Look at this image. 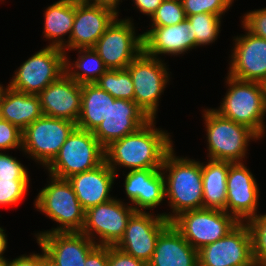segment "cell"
Masks as SVG:
<instances>
[{"instance_id": "obj_13", "label": "cell", "mask_w": 266, "mask_h": 266, "mask_svg": "<svg viewBox=\"0 0 266 266\" xmlns=\"http://www.w3.org/2000/svg\"><path fill=\"white\" fill-rule=\"evenodd\" d=\"M252 235L247 222H240L226 236L198 250L199 266H253Z\"/></svg>"}, {"instance_id": "obj_12", "label": "cell", "mask_w": 266, "mask_h": 266, "mask_svg": "<svg viewBox=\"0 0 266 266\" xmlns=\"http://www.w3.org/2000/svg\"><path fill=\"white\" fill-rule=\"evenodd\" d=\"M135 212L131 205L115 197L85 211L81 233L97 245L115 246L123 237L127 223Z\"/></svg>"}, {"instance_id": "obj_24", "label": "cell", "mask_w": 266, "mask_h": 266, "mask_svg": "<svg viewBox=\"0 0 266 266\" xmlns=\"http://www.w3.org/2000/svg\"><path fill=\"white\" fill-rule=\"evenodd\" d=\"M147 266H199L194 249L170 223L159 235Z\"/></svg>"}, {"instance_id": "obj_37", "label": "cell", "mask_w": 266, "mask_h": 266, "mask_svg": "<svg viewBox=\"0 0 266 266\" xmlns=\"http://www.w3.org/2000/svg\"><path fill=\"white\" fill-rule=\"evenodd\" d=\"M22 150V130L12 123L0 121V150Z\"/></svg>"}, {"instance_id": "obj_7", "label": "cell", "mask_w": 266, "mask_h": 266, "mask_svg": "<svg viewBox=\"0 0 266 266\" xmlns=\"http://www.w3.org/2000/svg\"><path fill=\"white\" fill-rule=\"evenodd\" d=\"M172 225L196 250L226 236L240 222L223 210L200 208L180 213Z\"/></svg>"}, {"instance_id": "obj_5", "label": "cell", "mask_w": 266, "mask_h": 266, "mask_svg": "<svg viewBox=\"0 0 266 266\" xmlns=\"http://www.w3.org/2000/svg\"><path fill=\"white\" fill-rule=\"evenodd\" d=\"M206 127L208 159L242 162L246 157L249 141L260 137L246 125L221 116L214 108L203 110Z\"/></svg>"}, {"instance_id": "obj_35", "label": "cell", "mask_w": 266, "mask_h": 266, "mask_svg": "<svg viewBox=\"0 0 266 266\" xmlns=\"http://www.w3.org/2000/svg\"><path fill=\"white\" fill-rule=\"evenodd\" d=\"M0 179H30L22 163L9 154L0 152Z\"/></svg>"}, {"instance_id": "obj_44", "label": "cell", "mask_w": 266, "mask_h": 266, "mask_svg": "<svg viewBox=\"0 0 266 266\" xmlns=\"http://www.w3.org/2000/svg\"><path fill=\"white\" fill-rule=\"evenodd\" d=\"M42 250L41 254V266H59L54 260H52L43 250V248L40 246Z\"/></svg>"}, {"instance_id": "obj_29", "label": "cell", "mask_w": 266, "mask_h": 266, "mask_svg": "<svg viewBox=\"0 0 266 266\" xmlns=\"http://www.w3.org/2000/svg\"><path fill=\"white\" fill-rule=\"evenodd\" d=\"M76 50H78V58L73 61L74 63L70 62L65 53V73L81 85L96 83L108 68L93 48Z\"/></svg>"}, {"instance_id": "obj_16", "label": "cell", "mask_w": 266, "mask_h": 266, "mask_svg": "<svg viewBox=\"0 0 266 266\" xmlns=\"http://www.w3.org/2000/svg\"><path fill=\"white\" fill-rule=\"evenodd\" d=\"M228 75L241 81L266 82V39L250 32L234 37Z\"/></svg>"}, {"instance_id": "obj_10", "label": "cell", "mask_w": 266, "mask_h": 266, "mask_svg": "<svg viewBox=\"0 0 266 266\" xmlns=\"http://www.w3.org/2000/svg\"><path fill=\"white\" fill-rule=\"evenodd\" d=\"M76 127L72 121L43 115L22 131V151L46 168Z\"/></svg>"}, {"instance_id": "obj_1", "label": "cell", "mask_w": 266, "mask_h": 266, "mask_svg": "<svg viewBox=\"0 0 266 266\" xmlns=\"http://www.w3.org/2000/svg\"><path fill=\"white\" fill-rule=\"evenodd\" d=\"M155 121L151 119L136 132L104 149L105 162L117 176V167L128 170L161 169L165 156L173 149V142L167 131L155 127Z\"/></svg>"}, {"instance_id": "obj_32", "label": "cell", "mask_w": 266, "mask_h": 266, "mask_svg": "<svg viewBox=\"0 0 266 266\" xmlns=\"http://www.w3.org/2000/svg\"><path fill=\"white\" fill-rule=\"evenodd\" d=\"M186 19L180 0H163L151 17V26H171L182 23Z\"/></svg>"}, {"instance_id": "obj_9", "label": "cell", "mask_w": 266, "mask_h": 266, "mask_svg": "<svg viewBox=\"0 0 266 266\" xmlns=\"http://www.w3.org/2000/svg\"><path fill=\"white\" fill-rule=\"evenodd\" d=\"M64 73L65 52L61 48L46 45L18 67L8 86L20 92L38 95Z\"/></svg>"}, {"instance_id": "obj_14", "label": "cell", "mask_w": 266, "mask_h": 266, "mask_svg": "<svg viewBox=\"0 0 266 266\" xmlns=\"http://www.w3.org/2000/svg\"><path fill=\"white\" fill-rule=\"evenodd\" d=\"M170 223L161 214L154 216L152 212H135L115 246L147 264L154 253L157 238Z\"/></svg>"}, {"instance_id": "obj_22", "label": "cell", "mask_w": 266, "mask_h": 266, "mask_svg": "<svg viewBox=\"0 0 266 266\" xmlns=\"http://www.w3.org/2000/svg\"><path fill=\"white\" fill-rule=\"evenodd\" d=\"M151 29L142 33L143 51L155 58L166 54L177 56L196 49V37L189 33L187 19L171 26H150Z\"/></svg>"}, {"instance_id": "obj_30", "label": "cell", "mask_w": 266, "mask_h": 266, "mask_svg": "<svg viewBox=\"0 0 266 266\" xmlns=\"http://www.w3.org/2000/svg\"><path fill=\"white\" fill-rule=\"evenodd\" d=\"M222 17L209 13L187 16L189 33L196 37V48L206 46L217 40Z\"/></svg>"}, {"instance_id": "obj_8", "label": "cell", "mask_w": 266, "mask_h": 266, "mask_svg": "<svg viewBox=\"0 0 266 266\" xmlns=\"http://www.w3.org/2000/svg\"><path fill=\"white\" fill-rule=\"evenodd\" d=\"M126 69L134 84V101L150 119H156L160 97L170 79L166 64L142 51Z\"/></svg>"}, {"instance_id": "obj_39", "label": "cell", "mask_w": 266, "mask_h": 266, "mask_svg": "<svg viewBox=\"0 0 266 266\" xmlns=\"http://www.w3.org/2000/svg\"><path fill=\"white\" fill-rule=\"evenodd\" d=\"M84 266H108V246L97 245L87 255Z\"/></svg>"}, {"instance_id": "obj_25", "label": "cell", "mask_w": 266, "mask_h": 266, "mask_svg": "<svg viewBox=\"0 0 266 266\" xmlns=\"http://www.w3.org/2000/svg\"><path fill=\"white\" fill-rule=\"evenodd\" d=\"M0 115L3 120L23 131L43 116L40 97L14 90L7 85L0 102Z\"/></svg>"}, {"instance_id": "obj_40", "label": "cell", "mask_w": 266, "mask_h": 266, "mask_svg": "<svg viewBox=\"0 0 266 266\" xmlns=\"http://www.w3.org/2000/svg\"><path fill=\"white\" fill-rule=\"evenodd\" d=\"M9 266H41V254H23L9 261Z\"/></svg>"}, {"instance_id": "obj_31", "label": "cell", "mask_w": 266, "mask_h": 266, "mask_svg": "<svg viewBox=\"0 0 266 266\" xmlns=\"http://www.w3.org/2000/svg\"><path fill=\"white\" fill-rule=\"evenodd\" d=\"M96 84L115 99L134 101V84L127 69H108Z\"/></svg>"}, {"instance_id": "obj_21", "label": "cell", "mask_w": 266, "mask_h": 266, "mask_svg": "<svg viewBox=\"0 0 266 266\" xmlns=\"http://www.w3.org/2000/svg\"><path fill=\"white\" fill-rule=\"evenodd\" d=\"M125 193L136 212H145L161 205L165 199L161 169H138L123 173Z\"/></svg>"}, {"instance_id": "obj_42", "label": "cell", "mask_w": 266, "mask_h": 266, "mask_svg": "<svg viewBox=\"0 0 266 266\" xmlns=\"http://www.w3.org/2000/svg\"><path fill=\"white\" fill-rule=\"evenodd\" d=\"M122 2V0H121ZM83 3L92 5V6H98V7H104L107 9H110L115 14L119 15L117 11V7L120 4V0H84Z\"/></svg>"}, {"instance_id": "obj_26", "label": "cell", "mask_w": 266, "mask_h": 266, "mask_svg": "<svg viewBox=\"0 0 266 266\" xmlns=\"http://www.w3.org/2000/svg\"><path fill=\"white\" fill-rule=\"evenodd\" d=\"M233 162L209 159L202 162L203 208L226 212L227 176Z\"/></svg>"}, {"instance_id": "obj_47", "label": "cell", "mask_w": 266, "mask_h": 266, "mask_svg": "<svg viewBox=\"0 0 266 266\" xmlns=\"http://www.w3.org/2000/svg\"><path fill=\"white\" fill-rule=\"evenodd\" d=\"M69 1L83 2L84 0H69Z\"/></svg>"}, {"instance_id": "obj_27", "label": "cell", "mask_w": 266, "mask_h": 266, "mask_svg": "<svg viewBox=\"0 0 266 266\" xmlns=\"http://www.w3.org/2000/svg\"><path fill=\"white\" fill-rule=\"evenodd\" d=\"M44 37L49 46L63 48L70 40L75 20V1L58 0L44 12ZM68 35L67 41L63 36Z\"/></svg>"}, {"instance_id": "obj_15", "label": "cell", "mask_w": 266, "mask_h": 266, "mask_svg": "<svg viewBox=\"0 0 266 266\" xmlns=\"http://www.w3.org/2000/svg\"><path fill=\"white\" fill-rule=\"evenodd\" d=\"M226 212L239 222L257 216L259 186L243 162L232 163L227 176Z\"/></svg>"}, {"instance_id": "obj_36", "label": "cell", "mask_w": 266, "mask_h": 266, "mask_svg": "<svg viewBox=\"0 0 266 266\" xmlns=\"http://www.w3.org/2000/svg\"><path fill=\"white\" fill-rule=\"evenodd\" d=\"M241 20L245 32L266 39V8L245 13Z\"/></svg>"}, {"instance_id": "obj_3", "label": "cell", "mask_w": 266, "mask_h": 266, "mask_svg": "<svg viewBox=\"0 0 266 266\" xmlns=\"http://www.w3.org/2000/svg\"><path fill=\"white\" fill-rule=\"evenodd\" d=\"M228 90L218 109L221 116L246 125L260 138L265 134L266 93L263 83L241 81L227 74Z\"/></svg>"}, {"instance_id": "obj_34", "label": "cell", "mask_w": 266, "mask_h": 266, "mask_svg": "<svg viewBox=\"0 0 266 266\" xmlns=\"http://www.w3.org/2000/svg\"><path fill=\"white\" fill-rule=\"evenodd\" d=\"M30 179H0V206L19 204L27 195Z\"/></svg>"}, {"instance_id": "obj_38", "label": "cell", "mask_w": 266, "mask_h": 266, "mask_svg": "<svg viewBox=\"0 0 266 266\" xmlns=\"http://www.w3.org/2000/svg\"><path fill=\"white\" fill-rule=\"evenodd\" d=\"M108 266H147V264L121 251L116 246H108Z\"/></svg>"}, {"instance_id": "obj_2", "label": "cell", "mask_w": 266, "mask_h": 266, "mask_svg": "<svg viewBox=\"0 0 266 266\" xmlns=\"http://www.w3.org/2000/svg\"><path fill=\"white\" fill-rule=\"evenodd\" d=\"M174 153L173 148L161 167L165 198L172 211L161 215L170 222L182 212L203 208L202 163Z\"/></svg>"}, {"instance_id": "obj_19", "label": "cell", "mask_w": 266, "mask_h": 266, "mask_svg": "<svg viewBox=\"0 0 266 266\" xmlns=\"http://www.w3.org/2000/svg\"><path fill=\"white\" fill-rule=\"evenodd\" d=\"M44 116L77 123L81 112L82 85L64 73L39 94Z\"/></svg>"}, {"instance_id": "obj_28", "label": "cell", "mask_w": 266, "mask_h": 266, "mask_svg": "<svg viewBox=\"0 0 266 266\" xmlns=\"http://www.w3.org/2000/svg\"><path fill=\"white\" fill-rule=\"evenodd\" d=\"M114 100V97L96 83L83 84L81 112L76 123L77 128L94 132L107 118L109 103Z\"/></svg>"}, {"instance_id": "obj_23", "label": "cell", "mask_w": 266, "mask_h": 266, "mask_svg": "<svg viewBox=\"0 0 266 266\" xmlns=\"http://www.w3.org/2000/svg\"><path fill=\"white\" fill-rule=\"evenodd\" d=\"M116 178L114 171L104 161L92 170L71 175L67 180L71 183L79 203L86 211L114 198L109 193L112 191Z\"/></svg>"}, {"instance_id": "obj_18", "label": "cell", "mask_w": 266, "mask_h": 266, "mask_svg": "<svg viewBox=\"0 0 266 266\" xmlns=\"http://www.w3.org/2000/svg\"><path fill=\"white\" fill-rule=\"evenodd\" d=\"M118 17L110 9L75 2V20L69 42L62 48L68 50L93 48L106 29Z\"/></svg>"}, {"instance_id": "obj_11", "label": "cell", "mask_w": 266, "mask_h": 266, "mask_svg": "<svg viewBox=\"0 0 266 266\" xmlns=\"http://www.w3.org/2000/svg\"><path fill=\"white\" fill-rule=\"evenodd\" d=\"M132 22L131 18L117 17L94 45L108 69H126L143 51V35L136 34Z\"/></svg>"}, {"instance_id": "obj_43", "label": "cell", "mask_w": 266, "mask_h": 266, "mask_svg": "<svg viewBox=\"0 0 266 266\" xmlns=\"http://www.w3.org/2000/svg\"><path fill=\"white\" fill-rule=\"evenodd\" d=\"M7 235L5 234V230L0 227V259L5 258L3 256L5 250H7Z\"/></svg>"}, {"instance_id": "obj_45", "label": "cell", "mask_w": 266, "mask_h": 266, "mask_svg": "<svg viewBox=\"0 0 266 266\" xmlns=\"http://www.w3.org/2000/svg\"><path fill=\"white\" fill-rule=\"evenodd\" d=\"M0 266H9V261L6 258H1Z\"/></svg>"}, {"instance_id": "obj_6", "label": "cell", "mask_w": 266, "mask_h": 266, "mask_svg": "<svg viewBox=\"0 0 266 266\" xmlns=\"http://www.w3.org/2000/svg\"><path fill=\"white\" fill-rule=\"evenodd\" d=\"M104 161V148L93 132L76 127L45 169L54 177L67 179L71 175L92 170Z\"/></svg>"}, {"instance_id": "obj_20", "label": "cell", "mask_w": 266, "mask_h": 266, "mask_svg": "<svg viewBox=\"0 0 266 266\" xmlns=\"http://www.w3.org/2000/svg\"><path fill=\"white\" fill-rule=\"evenodd\" d=\"M36 239L59 266H84L87 255L97 246L81 232L42 233Z\"/></svg>"}, {"instance_id": "obj_41", "label": "cell", "mask_w": 266, "mask_h": 266, "mask_svg": "<svg viewBox=\"0 0 266 266\" xmlns=\"http://www.w3.org/2000/svg\"><path fill=\"white\" fill-rule=\"evenodd\" d=\"M134 4L143 15H147L150 18L156 12L157 8L161 5L163 0H133Z\"/></svg>"}, {"instance_id": "obj_33", "label": "cell", "mask_w": 266, "mask_h": 266, "mask_svg": "<svg viewBox=\"0 0 266 266\" xmlns=\"http://www.w3.org/2000/svg\"><path fill=\"white\" fill-rule=\"evenodd\" d=\"M186 17L209 13L222 17L229 10L234 0H180Z\"/></svg>"}, {"instance_id": "obj_4", "label": "cell", "mask_w": 266, "mask_h": 266, "mask_svg": "<svg viewBox=\"0 0 266 266\" xmlns=\"http://www.w3.org/2000/svg\"><path fill=\"white\" fill-rule=\"evenodd\" d=\"M49 180L51 183L42 188L36 196L34 206L59 226L38 232L35 238L42 233L81 232L85 221V210L79 203L71 183L67 179L50 174Z\"/></svg>"}, {"instance_id": "obj_17", "label": "cell", "mask_w": 266, "mask_h": 266, "mask_svg": "<svg viewBox=\"0 0 266 266\" xmlns=\"http://www.w3.org/2000/svg\"><path fill=\"white\" fill-rule=\"evenodd\" d=\"M150 120L135 101L115 99L110 101L108 116L93 135L105 149L112 142L136 132Z\"/></svg>"}, {"instance_id": "obj_46", "label": "cell", "mask_w": 266, "mask_h": 266, "mask_svg": "<svg viewBox=\"0 0 266 266\" xmlns=\"http://www.w3.org/2000/svg\"><path fill=\"white\" fill-rule=\"evenodd\" d=\"M6 88H4L1 84H0V102H1V99H2V96L4 94V91H5Z\"/></svg>"}]
</instances>
